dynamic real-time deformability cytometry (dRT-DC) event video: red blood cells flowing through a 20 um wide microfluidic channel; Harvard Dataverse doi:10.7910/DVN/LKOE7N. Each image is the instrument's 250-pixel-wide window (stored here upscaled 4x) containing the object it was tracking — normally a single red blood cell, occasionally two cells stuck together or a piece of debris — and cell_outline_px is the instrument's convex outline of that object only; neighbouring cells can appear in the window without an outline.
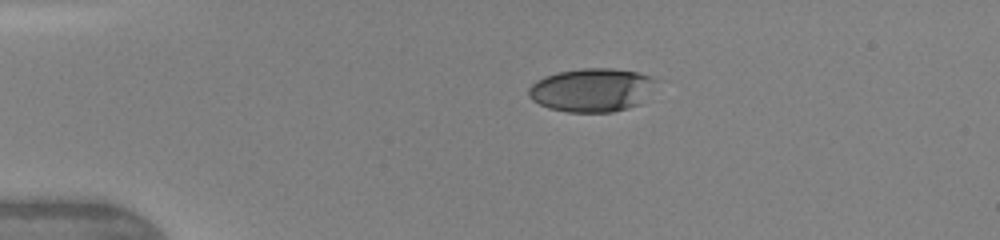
{"species": "human", "species_latin": "Homo sapiens", "temperature_condition": "warm", "stored_images_in_passage": 4, "camera_frame_rate_fps": 3000, "um_per_image_px": 0.085, "donor": {"sex": "female"}, "frame": {"image": 1, "passage_image": 1, "time_ms": 0.0, "image_size_px": [1000, 240], "cell_outline_px": [[656, 80], [640, 104], [628, 108], [612, 112], [568, 112], [548, 108], [532, 100], [528, 96], [528, 88], [536, 80], [544, 76], [556, 72], [580, 68], [612, 68], [636, 72], [652, 76]], "centroid_in_image_um": [50.25, 7.64], "position_along_channel_um": 34.7, "area_um2": 32.31}}